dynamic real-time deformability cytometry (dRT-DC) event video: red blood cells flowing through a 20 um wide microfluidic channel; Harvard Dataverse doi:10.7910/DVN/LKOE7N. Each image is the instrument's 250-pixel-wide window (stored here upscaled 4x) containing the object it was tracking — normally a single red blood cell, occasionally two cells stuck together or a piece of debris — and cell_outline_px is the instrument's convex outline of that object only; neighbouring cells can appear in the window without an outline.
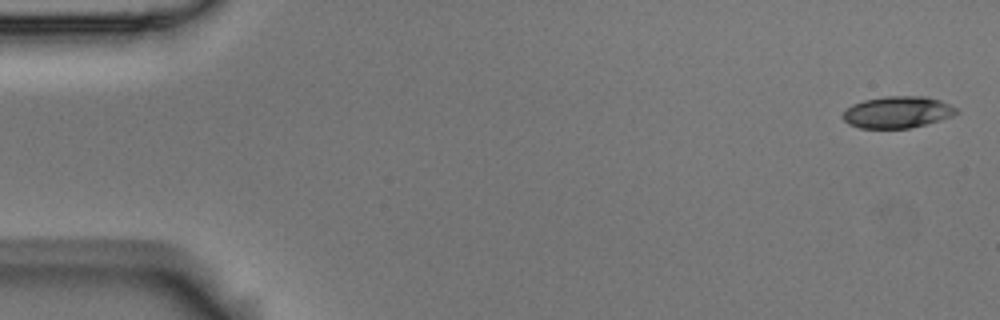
{"species": "Egyptian fruit bat (a non-hibernating species)", "species_latin": "Rousettus aegyptiacus", "temperature_condition": "room temperature", "stored_images_in_passage": 5, "camera_frame_rate_fps": 3000, "um_per_image_px": 0.085, "animal": {"sex": "male"}, "frame": {"image": 1, "passage_image": 1, "time_ms": 0.0, "image_size_px": [1000, 320], "cell_outline_px": [[960, 112], [952, 116], [940, 120], [908, 128], [860, 128], [848, 124], [840, 116], [852, 104], [864, 100], [884, 96], [924, 96], [940, 100], [956, 108]], "centroid_in_image_um": [76.26, 9.53], "position_along_channel_um": 8.7, "area_um2": 20.92}}
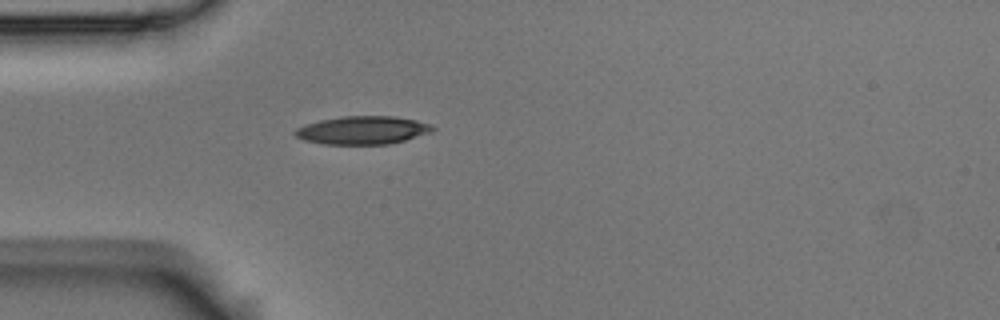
{"frame": {"image": 2, "passage_image": 5, "time_ms": 1.333, "image_size_px": [1000, 320], "cell_outline_px": [[436, 128], [432, 132], [404, 140], [388, 144], [324, 144], [304, 140], [296, 136], [292, 132], [296, 128], [304, 124], [320, 120], [344, 116], [396, 116], [416, 120], [432, 124]], "centroid_in_image_um": [30.83, 11.06], "position_along_channel_um": 54.2, "area_um2": 22.66}}